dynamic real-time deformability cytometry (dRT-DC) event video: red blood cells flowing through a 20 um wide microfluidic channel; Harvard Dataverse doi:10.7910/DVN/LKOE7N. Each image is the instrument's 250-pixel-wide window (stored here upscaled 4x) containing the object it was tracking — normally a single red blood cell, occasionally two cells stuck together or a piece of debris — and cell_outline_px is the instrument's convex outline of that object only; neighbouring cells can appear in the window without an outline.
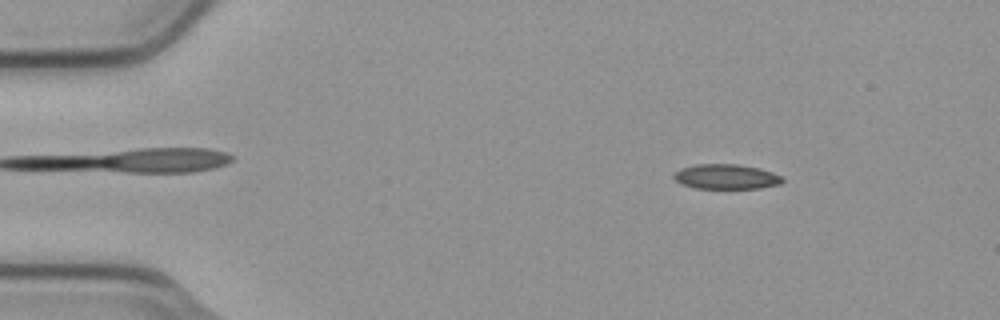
{"species": "common noctule bat (a hibernating species)", "species_latin": "Nyctalus noctula", "temperature_condition": "cold", "stored_images_in_passage": 6, "camera_frame_rate_fps": 3000, "um_per_image_px": 0.085, "animal": {"sex": "male", "body_mass_g": 23.1, "forearm_length_mm": 52.7}, "frame": {"image": 1, "passage_image": 2, "time_ms": 0.333, "image_size_px": [1000, 320], "cell_outline_px": [[784, 180], [780, 184], [760, 188], [696, 188], [680, 184], [672, 176], [680, 168], [696, 164], [736, 164], [760, 168], [784, 176]], "centroid_in_image_um": [61.74, 15.01], "position_along_channel_um": 23.3, "area_um2": 15.84}}
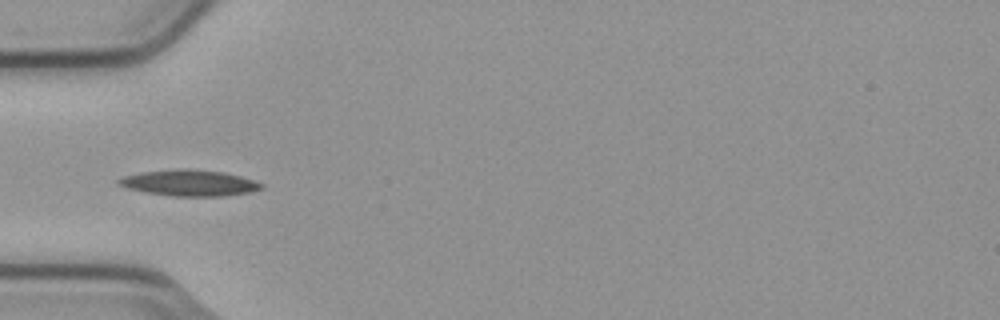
{"frame": {"image": 2, "passage_image": 6, "time_ms": 1.667, "image_size_px": [1000, 320], "cell_outline_px": [[264, 188], [252, 192], [224, 196], [172, 196], [148, 192], [128, 188], [116, 184], [116, 180], [124, 176], [140, 172], [184, 168], [224, 172], [240, 176], [264, 184]], "centroid_in_image_um": [16.11, 15.55], "position_along_channel_um": 68.9, "area_um2": 21.68}}